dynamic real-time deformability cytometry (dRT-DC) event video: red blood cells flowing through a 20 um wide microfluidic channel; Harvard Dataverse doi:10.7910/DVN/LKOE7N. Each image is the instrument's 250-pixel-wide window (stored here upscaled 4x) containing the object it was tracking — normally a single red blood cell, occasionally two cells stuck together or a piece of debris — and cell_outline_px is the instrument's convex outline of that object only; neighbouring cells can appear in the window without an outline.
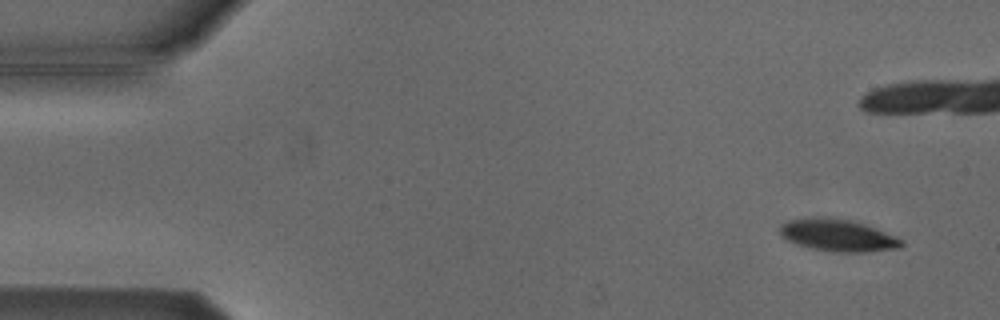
{"species": "Egyptian fruit bat (a non-hibernating species)", "species_latin": "Rousettus aegyptiacus", "temperature_condition": "cold", "stored_images_in_passage": 8, "camera_frame_rate_fps": 3000, "um_per_image_px": 0.085, "animal": {"sex": "male"}, "frame": {"image": 1, "passage_image": 1, "time_ms": 0.0, "image_size_px": [1000, 320], "cell_outline_px": [[904, 244], [900, 248], [868, 252], [832, 252], [812, 248], [796, 244], [780, 236], [780, 224], [788, 220], [816, 216], [852, 220], [876, 228], [896, 236], [904, 240]], "centroid_in_image_um": [71.22, 20.0], "position_along_channel_um": 13.8, "area_um2": 23.0}}